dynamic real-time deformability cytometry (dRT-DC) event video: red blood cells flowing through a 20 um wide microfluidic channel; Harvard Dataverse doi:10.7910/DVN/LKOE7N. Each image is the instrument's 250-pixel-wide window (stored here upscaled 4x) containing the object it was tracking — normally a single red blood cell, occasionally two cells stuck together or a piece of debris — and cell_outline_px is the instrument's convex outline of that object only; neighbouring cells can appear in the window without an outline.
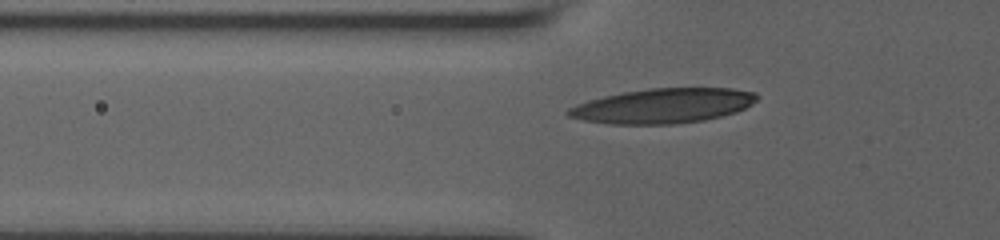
{"species": "human", "species_latin": "Homo sapiens", "temperature_condition": "room temperature", "stored_images_in_passage": 38, "camera_frame_rate_fps": 3000, "um_per_image_px": 0.085, "donor": {"sex": "male"}, "frame": {"image": 1, "passage_image": 3, "time_ms": 0.667, "image_size_px": [1000, 240], "cell_outline_px": [[760, 96], [752, 104], [736, 112], [704, 120], [676, 124], [612, 124], [584, 120], [568, 116], [564, 112], [568, 108], [576, 104], [588, 100], [604, 96], [624, 92], [648, 88], [732, 88], [756, 92]], "centroid_in_image_um": [56.36, 8.99], "position_along_channel_um": 69.4, "area_um2": 38.32}}
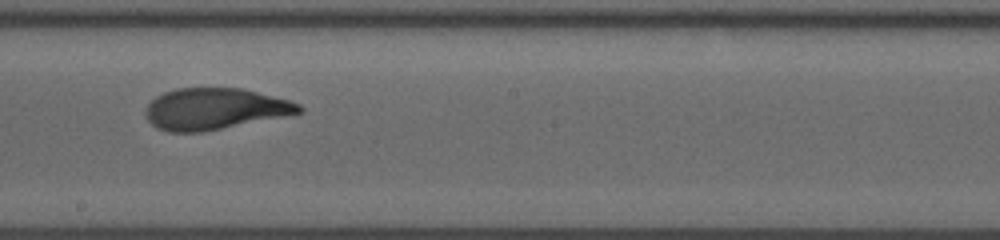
{"frame": {"image": 2, "passage_image": 22, "time_ms": 5.0, "image_size_px": [1000, 240], "cell_outline_px": [[304, 112], [200, 132], [168, 132], [156, 128], [148, 120], [144, 112], [148, 104], [156, 96], [164, 92], [176, 88], [240, 88], [288, 100], [300, 104], [304, 108]], "centroid_in_image_um": [18.21, 9.25], "position_along_channel_um": 230.0, "area_um2": 36.65}}
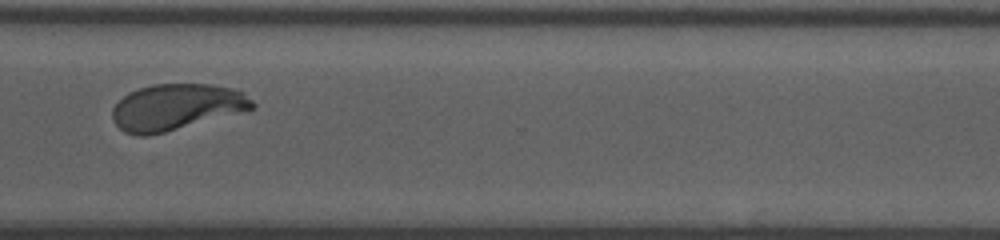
{"frame": {"image": 3, "passage_image": 37, "time_ms": 8.333, "image_size_px": [1000, 240], "cell_outline_px": [[256, 108], [164, 132], [148, 136], [136, 136], [124, 132], [112, 120], [112, 108], [128, 92], [152, 84], [212, 84], [232, 88], [244, 92], [256, 104]], "centroid_in_image_um": [14.98, 9.09], "position_along_channel_um": 355.6, "area_um2": 37.63}}